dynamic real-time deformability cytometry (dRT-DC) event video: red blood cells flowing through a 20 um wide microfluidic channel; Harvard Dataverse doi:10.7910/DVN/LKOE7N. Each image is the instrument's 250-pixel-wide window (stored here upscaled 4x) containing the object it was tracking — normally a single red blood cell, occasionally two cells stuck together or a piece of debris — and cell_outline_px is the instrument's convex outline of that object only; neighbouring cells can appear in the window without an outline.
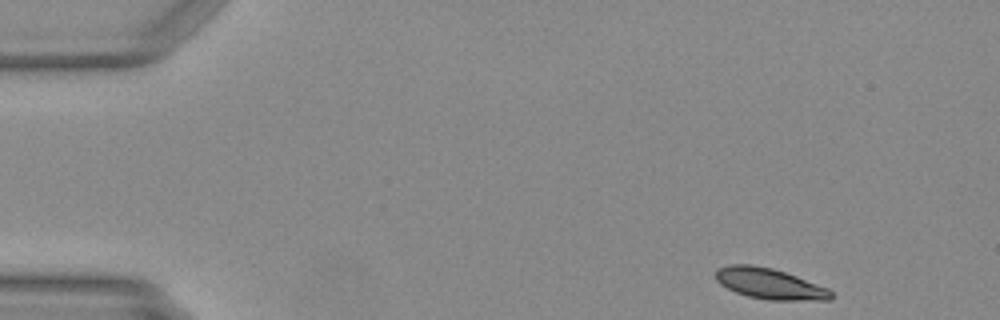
{"species": "Egyptian fruit bat (a non-hibernating species)", "species_latin": "Rousettus aegyptiacus", "temperature_condition": "warm", "stored_images_in_passage": 13, "camera_frame_rate_fps": 3000, "um_per_image_px": 0.085, "animal": {"sex": "female"}, "frame": {"image": 1, "passage_image": 1, "time_ms": 0.0, "image_size_px": [1000, 320], "cell_outline_px": [[836, 296], [832, 300], [768, 300], [748, 296], [736, 292], [720, 284], [716, 280], [716, 268], [728, 264], [752, 264], [772, 268], [796, 276], [828, 288]], "centroid_in_image_um": [65.43, 24.11], "position_along_channel_um": 19.6, "area_um2": 20.81}}
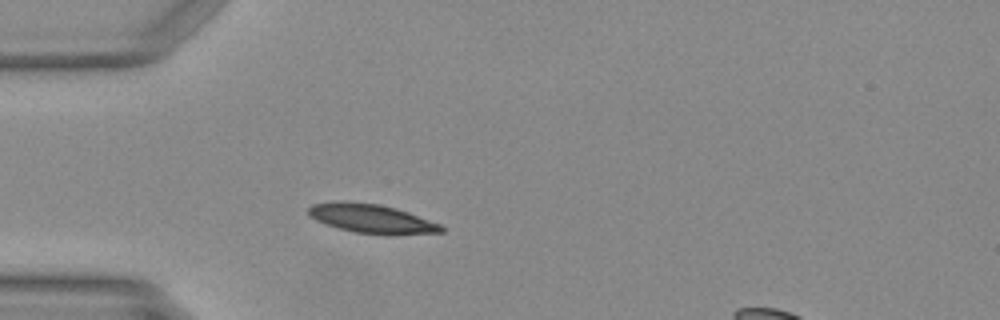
{"frame": {"image": 2, "passage_image": 10, "time_ms": 3.0, "image_size_px": [1000, 320], "cell_outline_px": [[444, 232], [356, 232], [340, 228], [316, 220], [308, 216], [308, 208], [312, 204], [332, 200], [344, 200], [376, 204], [396, 208], [408, 212], [440, 224], [444, 228]], "centroid_in_image_um": [31.45, 18.51], "position_along_channel_um": 53.5, "area_um2": 21.44}}